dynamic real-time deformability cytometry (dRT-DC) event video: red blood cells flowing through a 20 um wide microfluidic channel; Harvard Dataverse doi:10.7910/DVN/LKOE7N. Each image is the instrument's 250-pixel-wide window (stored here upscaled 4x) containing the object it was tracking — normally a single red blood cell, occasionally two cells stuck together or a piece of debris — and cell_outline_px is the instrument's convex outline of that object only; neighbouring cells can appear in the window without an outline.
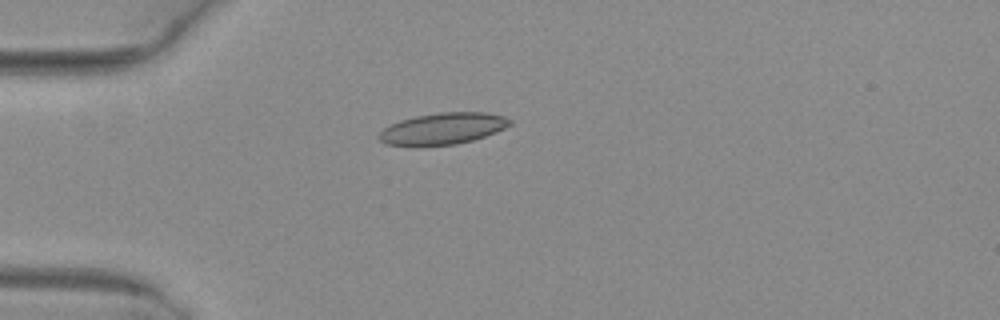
{"species": "common noctule bat (a hibernating species)", "species_latin": "Nyctalus noctula", "temperature_condition": "warm", "stored_images_in_passage": 4, "camera_frame_rate_fps": 3000, "um_per_image_px": 0.085, "animal": {"sex": "female", "body_mass_g": 29.2, "forearm_length_mm": 56.3}, "frame": {"image": 1, "passage_image": 4, "time_ms": 1.0, "image_size_px": [1000, 320], "cell_outline_px": [[512, 124], [496, 132], [472, 140], [456, 144], [416, 148], [384, 144], [376, 136], [384, 128], [400, 120], [416, 116], [440, 112], [484, 112], [504, 116], [512, 120]], "centroid_in_image_um": [37.59, 10.96], "position_along_channel_um": 47.4, "area_um2": 24.57}}